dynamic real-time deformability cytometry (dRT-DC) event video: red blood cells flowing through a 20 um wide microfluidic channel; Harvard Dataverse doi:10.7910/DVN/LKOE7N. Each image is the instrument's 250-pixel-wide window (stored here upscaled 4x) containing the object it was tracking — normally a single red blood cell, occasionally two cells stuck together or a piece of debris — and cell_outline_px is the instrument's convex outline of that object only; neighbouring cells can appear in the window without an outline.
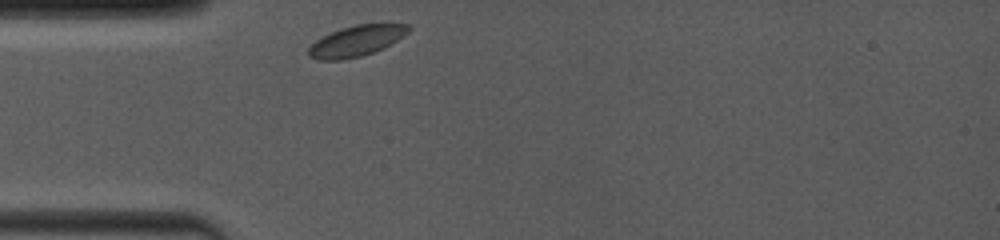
{"species": "common noctule bat (a hibernating species)", "species_latin": "Nyctalus noctula", "temperature_condition": "room temperature", "stored_images_in_passage": 35, "camera_frame_rate_fps": 4000, "um_per_image_px": 0.085, "animal": {"sex": "female", "body_mass_g": 19.0, "forearm_length_mm": 53.3}, "frame": {"image": 1, "passage_image": 1, "time_ms": 0.0, "image_size_px": [1000, 240], "cell_outline_px": [[412, 28], [408, 32], [396, 40], [372, 52], [360, 56], [344, 60], [320, 60], [308, 56], [308, 48], [316, 40], [332, 32], [356, 24], [412, 24]], "centroid_in_image_um": [30.27, 3.48], "position_along_channel_um": 54.7, "area_um2": 17.51}}
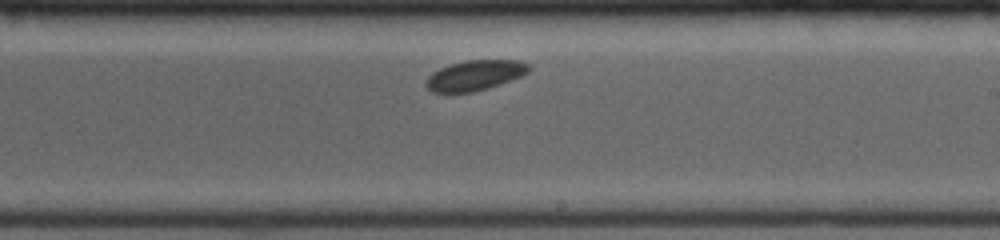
{"frame": {"image": 2, "passage_image": 13, "time_ms": 5.25, "image_size_px": [1000, 240], "cell_outline_px": [[528, 72], [520, 76], [488, 88], [472, 92], [432, 92], [424, 84], [428, 76], [432, 72], [440, 68], [464, 60], [520, 60], [528, 64]], "centroid_in_image_um": [40.33, 6.4], "position_along_channel_um": 248.7, "area_um2": 17.86}}
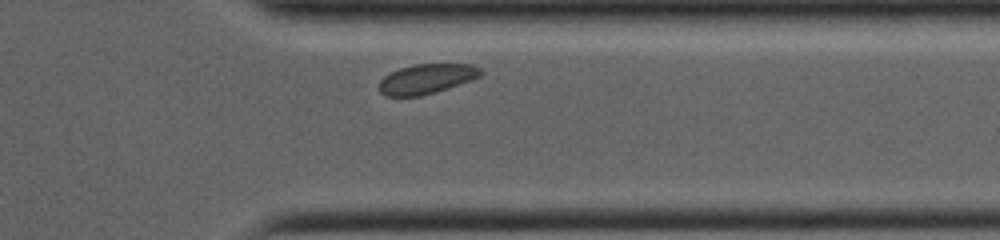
{"frame": {"image": 3, "passage_image": 29, "time_ms": 8.5, "image_size_px": [1000, 240], "cell_outline_px": [[484, 72], [480, 76], [448, 88], [436, 92], [420, 96], [384, 96], [380, 92], [380, 80], [384, 76], [400, 68], [412, 64], [472, 64], [480, 68]], "centroid_in_image_um": [36.26, 6.7], "position_along_channel_um": 375.1, "area_um2": 17.57}}